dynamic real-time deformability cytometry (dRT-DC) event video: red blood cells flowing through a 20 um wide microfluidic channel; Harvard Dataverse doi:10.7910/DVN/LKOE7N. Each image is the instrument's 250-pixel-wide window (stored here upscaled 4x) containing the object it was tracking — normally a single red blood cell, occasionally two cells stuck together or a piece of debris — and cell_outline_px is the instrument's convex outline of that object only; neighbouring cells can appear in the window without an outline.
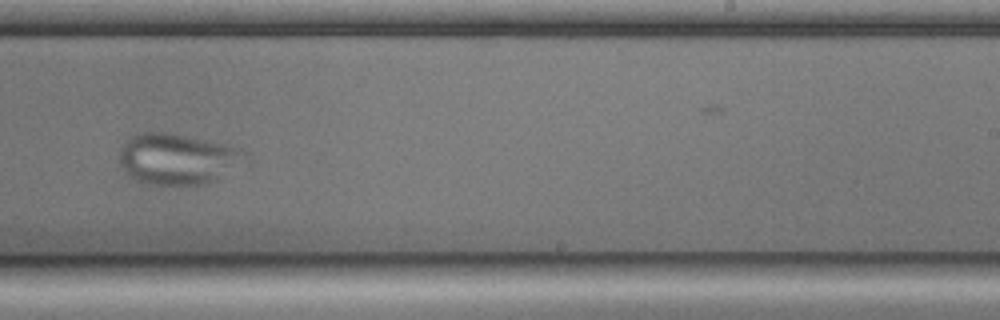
{"species": "common noctule bat (a hibernating species)", "species_latin": "Nyctalus noctula", "temperature_condition": "cold", "stored_images_in_passage": 54, "camera_frame_rate_fps": 3000, "um_per_image_px": 0.085, "animal": {"sex": "male", "body_mass_g": 17.9, "forearm_length_mm": 54.2}, "frame": {"image": 1, "passage_image": 33, "time_ms": 10.667, "image_size_px": [1000, 320], "cell_outline_px": [[252, 152], [248, 160], [208, 184], [148, 184], [136, 180], [120, 164], [120, 148], [128, 136], [140, 132], [168, 132], [224, 144], [240, 148]], "centroid_in_image_um": [15.13, 13.48], "position_along_channel_um": 273.9, "area_um2": 37.4}}